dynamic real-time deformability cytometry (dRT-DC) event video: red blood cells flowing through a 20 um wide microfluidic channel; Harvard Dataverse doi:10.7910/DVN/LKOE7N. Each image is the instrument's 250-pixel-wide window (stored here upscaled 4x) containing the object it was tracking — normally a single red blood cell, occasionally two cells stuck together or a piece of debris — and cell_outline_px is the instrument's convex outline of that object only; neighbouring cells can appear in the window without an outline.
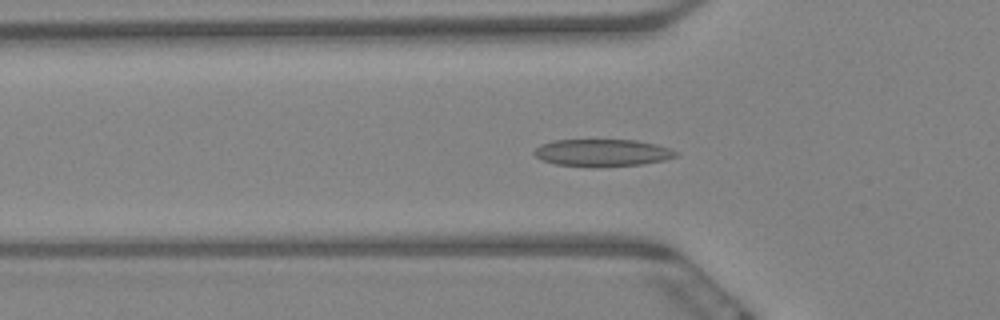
{"species": "Egyptian fruit bat (a non-hibernating species)", "species_latin": "Rousettus aegyptiacus", "temperature_condition": "warm", "stored_images_in_passage": 60, "camera_frame_rate_fps": 3000, "um_per_image_px": 0.085, "animal": {"sex": "female"}, "frame": {"image": 1, "passage_image": 19, "time_ms": 6.0, "image_size_px": [1000, 320], "cell_outline_px": [[680, 152], [676, 156], [664, 160], [644, 164], [596, 168], [592, 168], [556, 164], [544, 160], [536, 156], [532, 152], [540, 144], [552, 140], [636, 140], [656, 144]], "centroid_in_image_um": [51.2, 13.0], "position_along_channel_um": 74.6, "area_um2": 22.77}}
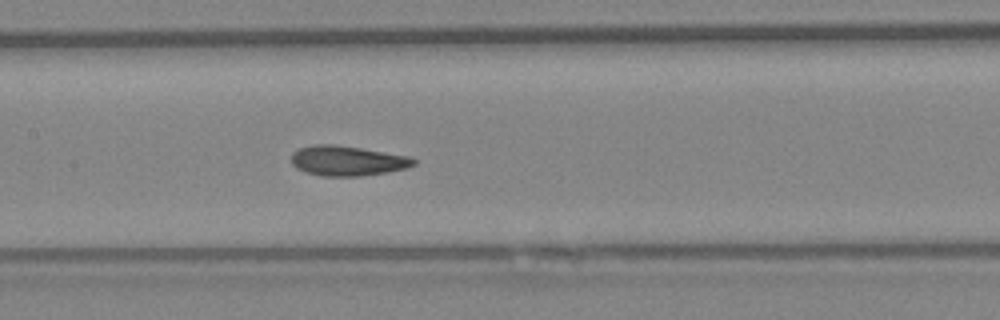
{"frame": {"image": 2, "passage_image": 28, "time_ms": 9.0, "image_size_px": [1000, 320], "cell_outline_px": [[416, 164], [404, 168], [388, 172], [360, 176], [324, 176], [304, 172], [296, 168], [292, 164], [292, 152], [300, 148], [312, 144], [332, 144], [360, 148], [408, 156], [416, 160]], "centroid_in_image_um": [29.49, 13.67], "position_along_channel_um": 177.9, "area_um2": 21.27}}
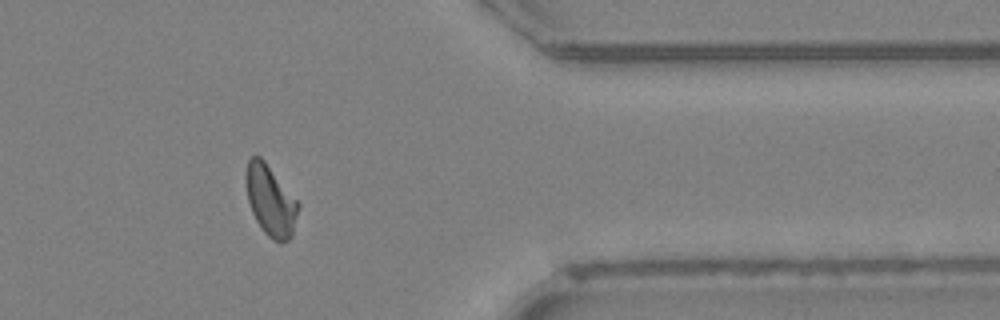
{"frame": {"image": 3, "passage_image": 48, "time_ms": 15.667, "image_size_px": [1000, 320], "cell_outline_px": [[300, 204], [292, 236], [288, 240], [280, 244], [272, 240], [264, 232], [256, 220], [252, 212], [248, 200], [244, 176], [248, 160], [252, 156], [260, 156], [264, 160]], "centroid_in_image_um": [22.99, 17.07], "position_along_channel_um": 388.4, "area_um2": 21.56}, "authors_computed_cell_mechanics": {"area_um2": 21.2704, "velocity_mm_per_s": 3.4367, "shape_relaxation_time_tau1_ms": null, "shape_relaxation_time_tau2_ms": 2.0754, "deformation_change_tau1": null, "deformation_change_tau2": 0.0823}}